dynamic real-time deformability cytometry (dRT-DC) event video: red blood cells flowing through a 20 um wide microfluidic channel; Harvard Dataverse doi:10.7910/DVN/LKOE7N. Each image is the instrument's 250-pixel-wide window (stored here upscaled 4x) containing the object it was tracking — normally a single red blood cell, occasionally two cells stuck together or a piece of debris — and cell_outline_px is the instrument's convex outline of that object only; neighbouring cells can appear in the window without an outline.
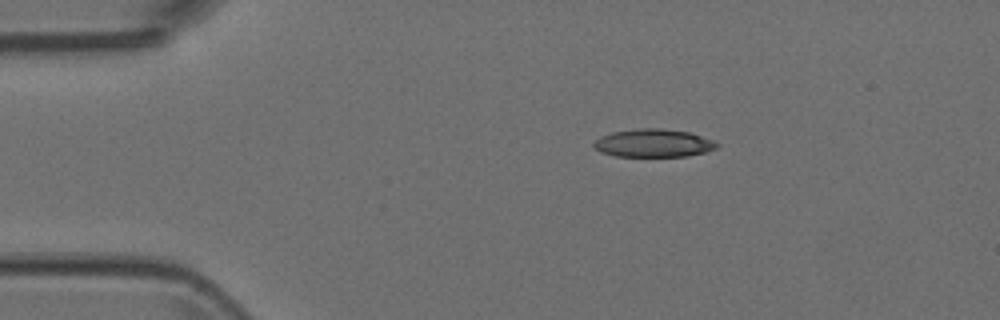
{"species": "Egyptian fruit bat (a non-hibernating species)", "species_latin": "Rousettus aegyptiacus", "temperature_condition": "room temperature", "stored_images_in_passage": 5, "camera_frame_rate_fps": 3000, "um_per_image_px": 0.085, "animal": {"sex": "female"}, "frame": {"image": 1, "passage_image": 1, "time_ms": 0.0, "image_size_px": [1000, 320], "cell_outline_px": [[720, 144], [716, 148], [704, 152], [688, 156], [616, 156], [600, 152], [592, 144], [600, 136], [612, 132], [640, 128], [660, 128], [688, 132], [712, 140]], "centroid_in_image_um": [55.52, 12.16], "position_along_channel_um": 29.5, "area_um2": 19.94}}
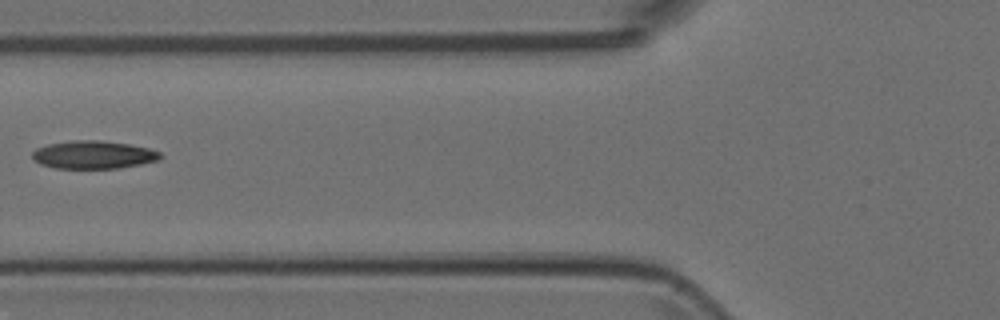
{"frame": {"image": 2, "passage_image": 4, "time_ms": 1.0, "image_size_px": [1000, 320], "cell_outline_px": [[164, 156], [160, 160], [120, 168], [56, 168], [40, 164], [32, 160], [32, 152], [36, 148], [48, 144], [68, 140], [100, 140], [128, 144], [148, 148], [160, 152]], "centroid_in_image_um": [7.93, 13.15], "position_along_channel_um": 117.9, "area_um2": 21.04}}
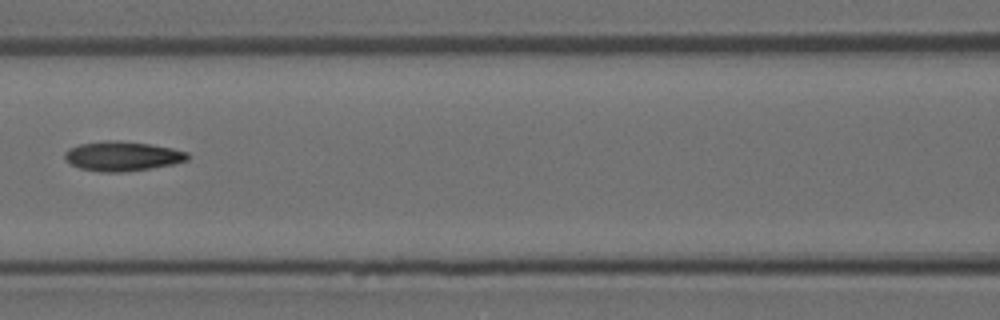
{"frame": {"image": 3, "passage_image": 5, "time_ms": 1.333, "image_size_px": [1000, 320], "cell_outline_px": [[188, 160], [172, 164], [124, 172], [100, 172], [80, 168], [72, 164], [64, 156], [64, 152], [68, 148], [80, 144], [104, 140], [120, 140], [148, 144], [172, 148], [188, 152]], "centroid_in_image_um": [10.38, 13.26], "position_along_channel_um": 156.2, "area_um2": 21.04}}